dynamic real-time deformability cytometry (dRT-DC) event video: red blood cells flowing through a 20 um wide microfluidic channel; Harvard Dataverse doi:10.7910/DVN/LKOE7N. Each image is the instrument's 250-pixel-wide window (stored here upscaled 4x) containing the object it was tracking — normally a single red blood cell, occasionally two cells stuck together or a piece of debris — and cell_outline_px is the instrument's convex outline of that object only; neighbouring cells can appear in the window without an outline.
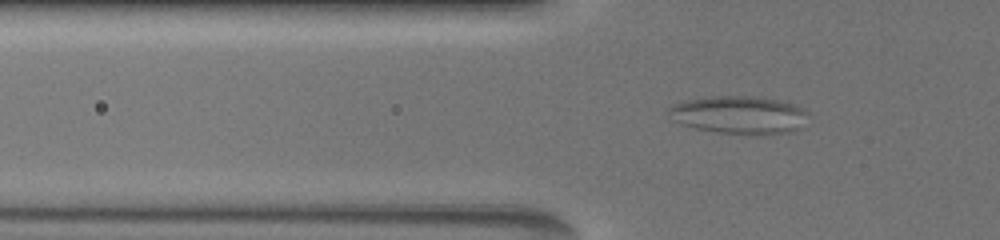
{"species": "common noctule bat (a hibernating species)", "species_latin": "Nyctalus noctula", "temperature_condition": "warm", "stored_images_in_passage": 56, "camera_frame_rate_fps": 3000, "um_per_image_px": 0.085, "animal": {"sex": "female", "body_mass_g": 19.5, "forearm_length_mm": 54.1}, "frame": {"image": 1, "passage_image": 12, "time_ms": 5.667, "image_size_px": [1000, 240], "cell_outline_px": [[804, 112], [796, 128], [788, 132], [720, 132], [696, 128], [684, 124], [676, 120], [668, 112], [668, 108], [676, 104], [688, 100], [712, 96], [752, 96], [776, 100], [792, 104], [800, 108]], "centroid_in_image_um": [62.7, 9.72], "position_along_channel_um": 63.1, "area_um2": 28.73}}
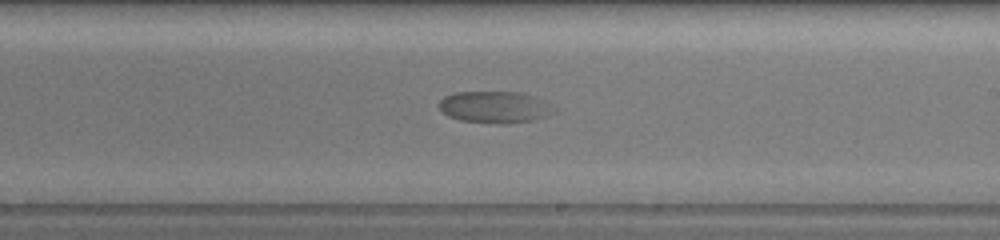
{"frame": {"image": 2, "passage_image": 31, "time_ms": 11.0, "image_size_px": [1000, 240], "cell_outline_px": [[544, 116], [532, 120], [508, 124], [500, 124], [460, 120], [448, 116], [440, 108], [440, 100], [444, 96], [452, 92], [520, 92], [532, 96]], "centroid_in_image_um": [41.73, 9.1], "position_along_channel_um": 247.3, "area_um2": 19.71}}
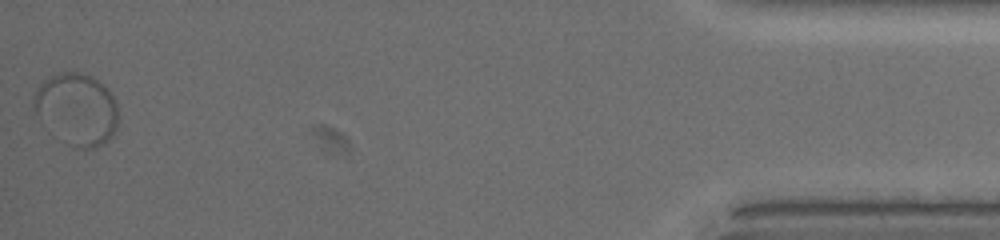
{"frame": {"image": 3, "passage_image": 56, "time_ms": 18.333, "image_size_px": [1000, 240], "cell_outline_px": [[116, 128], [112, 136], [108, 140], [96, 148], [84, 148], [76, 144], [36, 112], [32, 100], [36, 88], [48, 76], [64, 72], [80, 72], [92, 76], [104, 84], [108, 88], [116, 104]], "centroid_in_image_um": [6.59, 9.15], "position_along_channel_um": 428.6, "area_um2": 33.52}, "authors_computed_cell_mechanics": {"area_um2": 25.721, "velocity_mm_per_s": 3.5893, "shape_relaxation_time_tau1_ms": 1.8357, "shape_relaxation_time_tau2_ms": null, "deformation_change_tau1": 0.0614, "deformation_change_tau2": null}}